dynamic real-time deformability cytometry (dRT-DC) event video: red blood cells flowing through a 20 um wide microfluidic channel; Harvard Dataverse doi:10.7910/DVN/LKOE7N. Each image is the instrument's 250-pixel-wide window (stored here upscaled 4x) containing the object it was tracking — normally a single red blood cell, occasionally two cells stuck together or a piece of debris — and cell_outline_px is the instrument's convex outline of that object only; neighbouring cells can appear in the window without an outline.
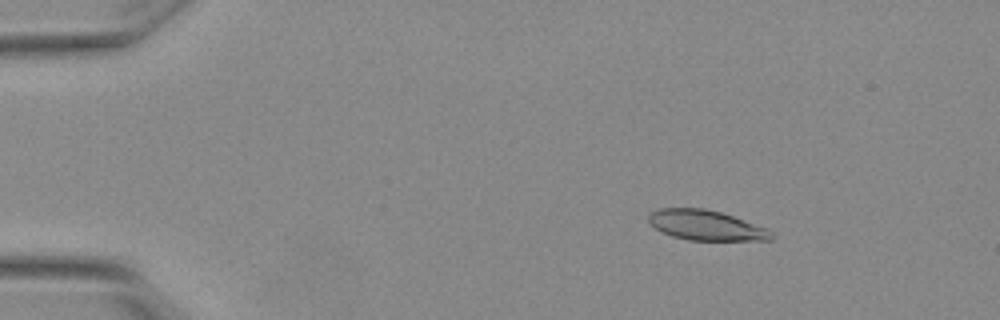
{"species": "Egyptian fruit bat (a non-hibernating species)", "species_latin": "Rousettus aegyptiacus", "temperature_condition": "warm", "stored_images_in_passage": 52, "camera_frame_rate_fps": 3000, "um_per_image_px": 0.085, "animal": {"sex": "female"}, "frame": {"image": 1, "passage_image": 5, "time_ms": 1.333, "image_size_px": [1000, 320], "cell_outline_px": [[776, 236], [772, 240], [688, 240], [672, 236], [656, 228], [648, 220], [648, 212], [656, 208], [704, 208], [720, 212], [768, 228]], "centroid_in_image_um": [60.02, 19.14], "position_along_channel_um": 25.0, "area_um2": 21.56}}
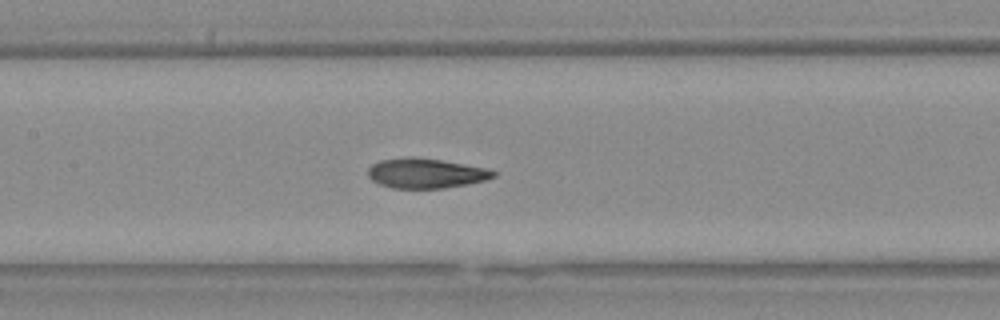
{"frame": {"image": 2, "passage_image": 23, "time_ms": 7.333, "image_size_px": [1000, 320], "cell_outline_px": [[496, 176], [484, 180], [468, 184], [444, 188], [392, 188], [380, 184], [372, 180], [368, 176], [368, 168], [372, 164], [380, 160], [412, 156], [440, 160], [484, 168], [496, 172]], "centroid_in_image_um": [36.15, 14.73], "position_along_channel_um": 171.2, "area_um2": 21.62}}
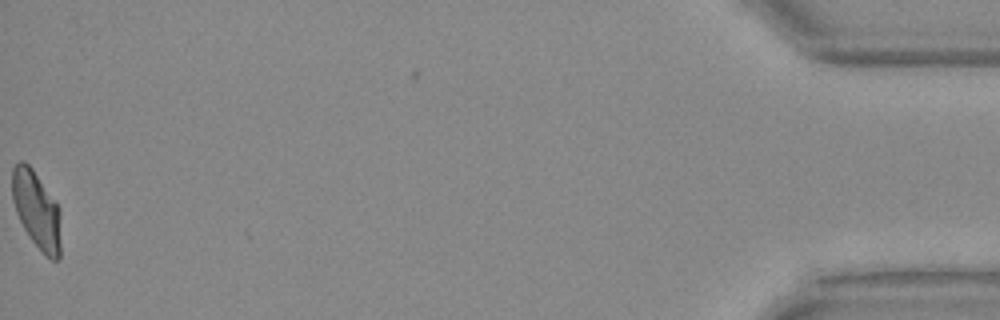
{"frame": {"image": 3, "passage_image": 51, "time_ms": 16.667, "image_size_px": [1000, 320], "cell_outline_px": [[60, 260], [52, 260], [44, 256], [32, 240], [24, 228], [16, 212], [12, 200], [12, 168], [20, 160], [24, 160], [32, 168], [60, 208]], "centroid_in_image_um": [3.11, 17.86], "position_along_channel_um": 432.1, "area_um2": 22.02}, "authors_computed_cell_mechanics": {"area_um2": 22.0507, "velocity_mm_per_s": 3.8264, "shape_relaxation_time_tau1_ms": 9.7893, "shape_relaxation_time_tau2_ms": 1.482, "deformation_change_tau1": 0.2714, "deformation_change_tau2": 0.0738}}